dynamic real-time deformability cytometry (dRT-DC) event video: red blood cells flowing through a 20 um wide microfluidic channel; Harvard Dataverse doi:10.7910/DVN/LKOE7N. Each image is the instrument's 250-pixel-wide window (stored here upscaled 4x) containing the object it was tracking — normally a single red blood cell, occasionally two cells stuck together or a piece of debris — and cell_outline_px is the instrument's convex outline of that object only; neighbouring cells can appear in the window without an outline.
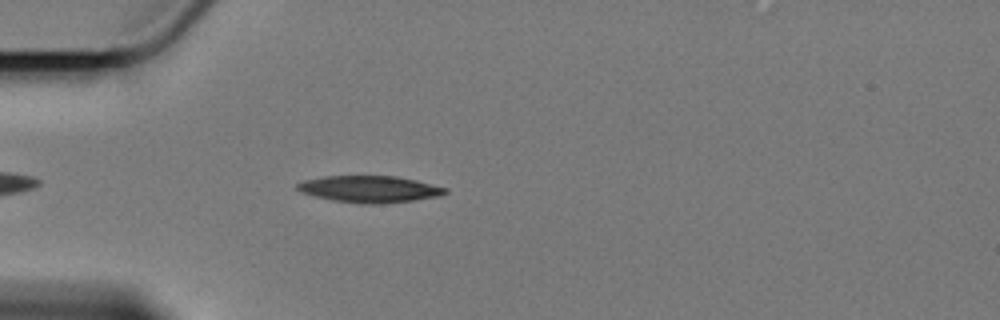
{"species": "Egyptian fruit bat (a non-hibernating species)", "species_latin": "Rousettus aegyptiacus", "temperature_condition": "cold", "stored_images_in_passage": 48, "camera_frame_rate_fps": 3000, "um_per_image_px": 0.085, "animal": {"sex": "female"}, "frame": {"image": 1, "passage_image": 6, "time_ms": 1.667, "image_size_px": [1000, 320], "cell_outline_px": [[448, 192], [436, 196], [412, 200], [376, 204], [372, 204], [336, 200], [316, 196], [300, 192], [296, 188], [296, 184], [304, 180], [324, 176], [396, 176], [416, 180], [448, 188]], "centroid_in_image_um": [31.41, 16.05], "position_along_channel_um": 53.6, "area_um2": 22.6}}
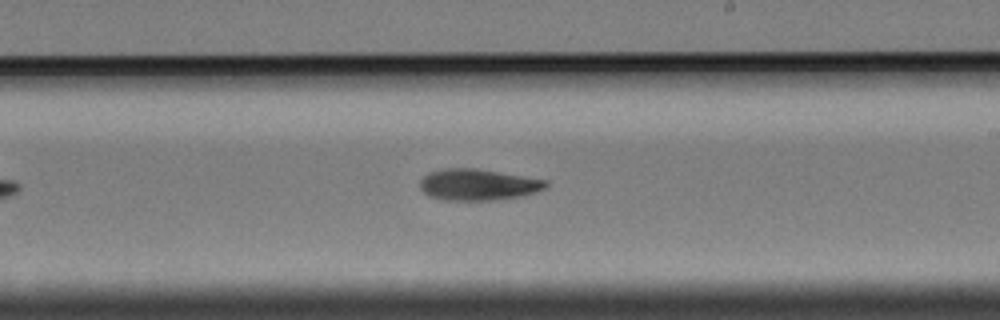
{"frame": {"image": 2, "passage_image": 24, "time_ms": 7.667, "image_size_px": [1000, 320], "cell_outline_px": [[548, 184], [544, 188], [520, 196], [492, 200], [444, 200], [428, 196], [420, 188], [420, 180], [428, 172], [444, 168], [476, 168], [548, 180]], "centroid_in_image_um": [40.58, 15.68], "position_along_channel_um": 248.4, "area_um2": 22.89}}
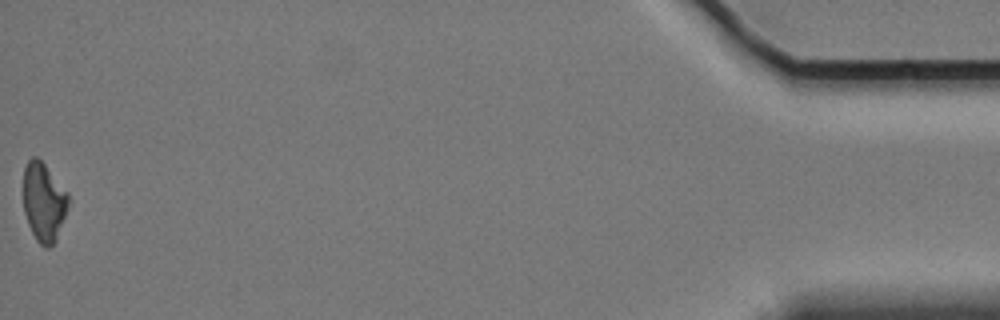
{"frame": {"image": 3, "passage_image": 48, "time_ms": 15.667, "image_size_px": [1000, 320], "cell_outline_px": [[68, 204], [56, 240], [48, 248], [44, 248], [36, 240], [28, 224], [24, 212], [24, 168], [28, 160], [32, 156], [36, 156], [44, 164], [68, 192]], "centroid_in_image_um": [3.7, 17.17], "position_along_channel_um": 431.5, "area_um2": 20.4}, "authors_computed_cell_mechanics": {"area_um2": 22.3686, "velocity_mm_per_s": 3.4051, "shape_relaxation_time_tau1_ms": 7.4758, "shape_relaxation_time_tau2_ms": null, "deformation_change_tau1": 0.1634, "deformation_change_tau2": null}}